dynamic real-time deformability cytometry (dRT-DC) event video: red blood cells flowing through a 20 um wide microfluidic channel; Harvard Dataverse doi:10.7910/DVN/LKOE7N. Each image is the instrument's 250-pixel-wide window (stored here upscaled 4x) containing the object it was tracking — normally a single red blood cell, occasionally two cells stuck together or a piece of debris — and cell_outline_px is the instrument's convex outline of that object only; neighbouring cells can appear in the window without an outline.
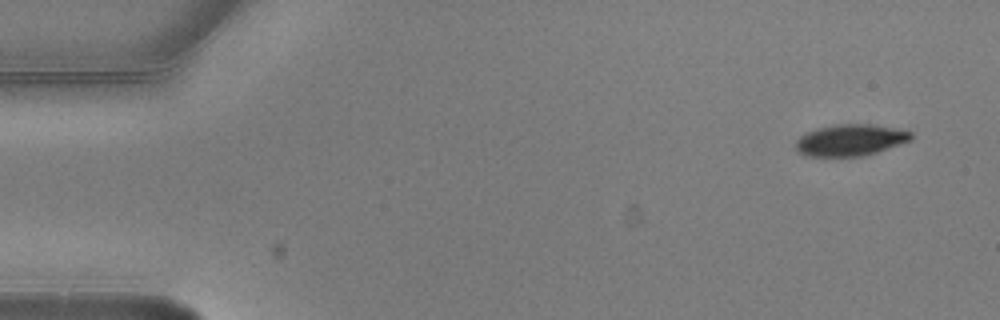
{"species": "common noctule bat (a hibernating species)", "species_latin": "Nyctalus noctula", "temperature_condition": "warm", "stored_images_in_passage": 7, "camera_frame_rate_fps": 3000, "um_per_image_px": 0.085, "animal": {"sex": "male", "body_mass_g": 20.5, "forearm_length_mm": 52.5}, "frame": {"image": 1, "passage_image": 1, "time_ms": 0.0, "image_size_px": [1000, 320], "cell_outline_px": [[912, 140], [864, 156], [804, 156], [796, 148], [796, 140], [800, 136], [816, 128], [836, 124], [872, 124], [912, 132]], "centroid_in_image_um": [72.27, 11.91], "position_along_channel_um": 12.7, "area_um2": 21.04}}
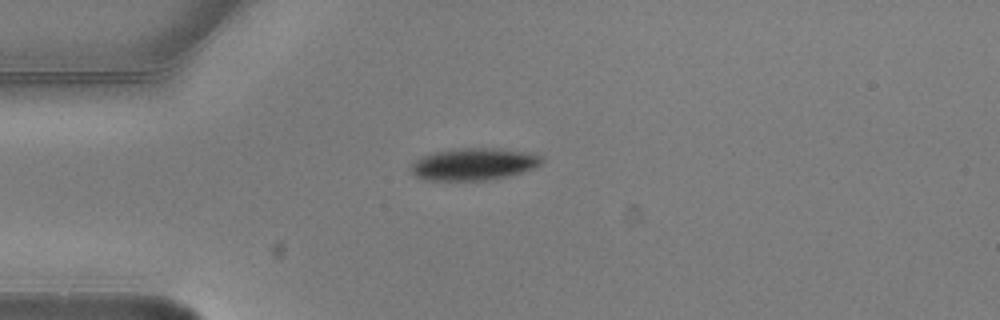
{"frame": {"image": 2, "passage_image": 4, "time_ms": 1.0, "image_size_px": [1000, 320], "cell_outline_px": [[544, 160], [536, 168], [524, 172], [508, 176], [488, 180], [424, 180], [416, 176], [408, 168], [416, 160], [432, 152], [460, 148], [500, 148], [540, 156]], "centroid_in_image_um": [40.25, 13.96], "position_along_channel_um": 44.8, "area_um2": 24.39}}
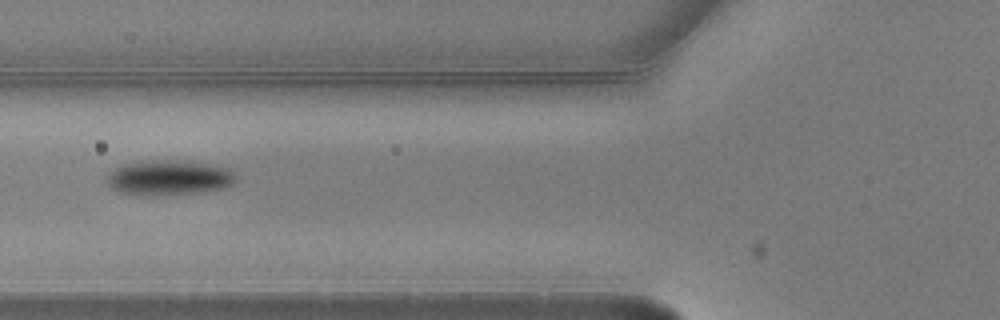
{"frame": {"image": 3, "passage_image": 6, "time_ms": 1.667, "image_size_px": [1000, 320], "cell_outline_px": [[236, 180], [232, 184], [220, 188], [200, 192], [148, 196], [120, 192], [112, 188], [108, 184], [108, 176], [116, 168], [124, 164], [152, 160], [192, 160], [220, 164], [228, 168], [236, 176]], "centroid_in_image_um": [14.43, 15.08], "position_along_channel_um": 111.4, "area_um2": 26.47}}